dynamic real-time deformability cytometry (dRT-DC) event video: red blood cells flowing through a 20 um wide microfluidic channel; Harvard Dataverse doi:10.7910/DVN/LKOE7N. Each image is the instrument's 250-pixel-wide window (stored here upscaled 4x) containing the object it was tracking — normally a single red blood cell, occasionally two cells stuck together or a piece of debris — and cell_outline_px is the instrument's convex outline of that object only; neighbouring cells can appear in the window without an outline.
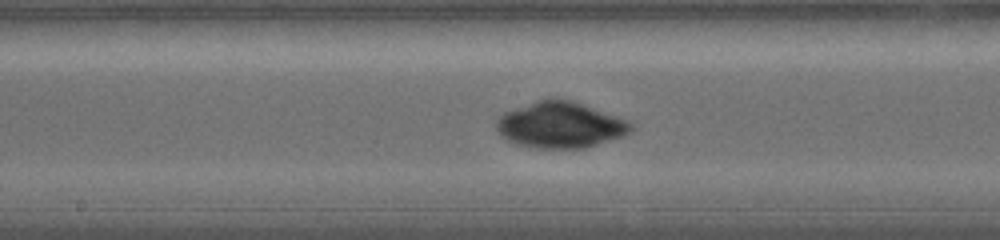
{"species": "common noctule bat (a hibernating species)", "species_latin": "Nyctalus noctula", "temperature_condition": "warm", "stored_images_in_passage": 29, "camera_frame_rate_fps": 5000, "um_per_image_px": 0.085, "animal": {"sex": "female", "body_mass_g": 19.0, "forearm_length_mm": 56.7}, "frame": {"image": 1, "passage_image": 17, "time_ms": 7.2, "image_size_px": [1000, 240], "cell_outline_px": [[632, 132], [584, 148], [536, 148], [516, 144], [500, 136], [496, 128], [496, 120], [504, 112], [536, 100], [568, 100], [628, 120], [632, 124]], "centroid_in_image_um": [47.57, 10.64], "position_along_channel_um": 200.6, "area_um2": 35.43}}
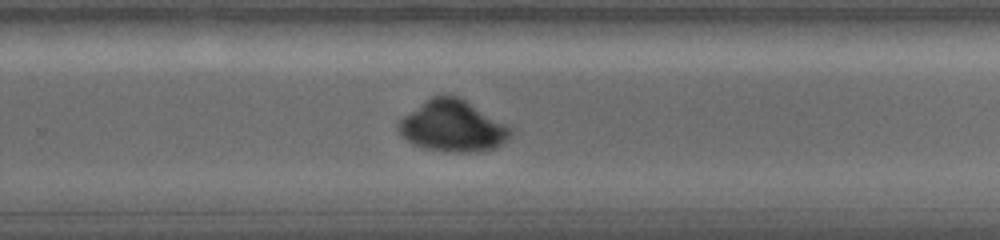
{"frame": {"image": 2, "passage_image": 22, "time_ms": 9.6, "image_size_px": [1000, 240], "cell_outline_px": [[512, 136], [496, 148], [468, 152], [460, 152], [424, 148], [412, 144], [396, 128], [396, 124], [404, 116], [432, 96], [456, 96], [464, 100], [512, 128]], "centroid_in_image_um": [38.48, 10.74], "position_along_channel_um": 291.3, "area_um2": 32.71}}
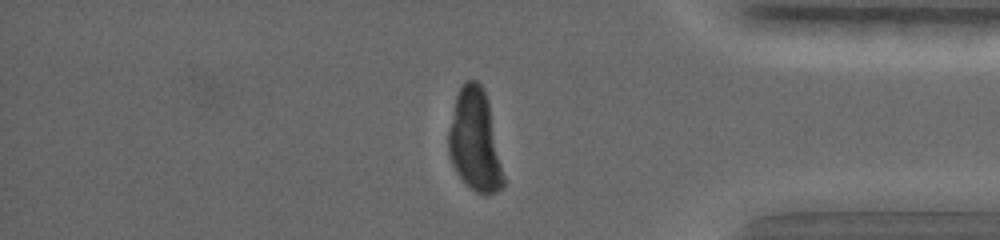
{"frame": {"image": 3, "passage_image": 29, "time_ms": 12.8, "image_size_px": [1000, 240], "cell_outline_px": [[504, 184], [496, 192], [476, 192], [456, 172], [452, 164], [448, 152], [448, 132], [456, 96], [464, 80], [476, 80], [484, 88], [488, 100], [504, 176]], "centroid_in_image_um": [40.35, 11.9], "position_along_channel_um": 394.8, "area_um2": 32.19}}